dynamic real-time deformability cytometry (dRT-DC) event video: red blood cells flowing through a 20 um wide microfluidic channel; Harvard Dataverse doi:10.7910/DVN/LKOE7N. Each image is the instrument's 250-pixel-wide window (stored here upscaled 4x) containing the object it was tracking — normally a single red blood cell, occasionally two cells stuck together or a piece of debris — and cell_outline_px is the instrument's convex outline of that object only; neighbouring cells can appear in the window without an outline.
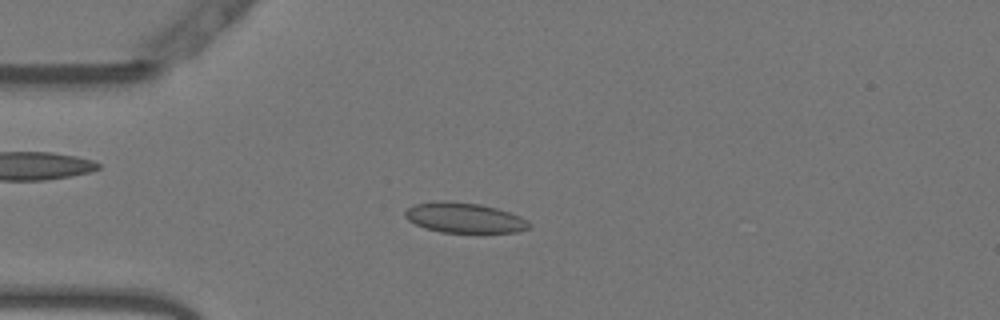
{"species": "Egyptian fruit bat (a non-hibernating species)", "species_latin": "Rousettus aegyptiacus", "temperature_condition": "warm", "stored_images_in_passage": 45, "camera_frame_rate_fps": 3000, "um_per_image_px": 0.085, "animal": {"sex": "female"}, "frame": {"image": 1, "passage_image": 13, "time_ms": 4.0, "image_size_px": [1000, 320], "cell_outline_px": [[532, 224], [528, 228], [516, 232], [440, 232], [424, 228], [408, 220], [404, 216], [404, 212], [408, 208], [416, 204], [440, 200], [480, 204], [496, 208], [520, 216], [528, 220]], "centroid_in_image_um": [39.46, 18.51], "position_along_channel_um": 45.5, "area_um2": 21.68}}
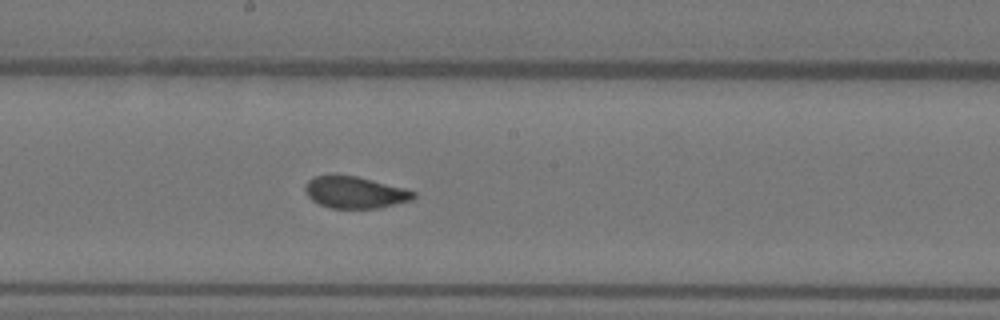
{"frame": {"image": 2, "passage_image": 28, "time_ms": 9.0, "image_size_px": [1000, 320], "cell_outline_px": [[416, 196], [412, 200], [376, 208], [328, 208], [312, 200], [308, 196], [304, 188], [308, 180], [316, 176], [336, 172], [356, 176], [404, 188], [416, 192]], "centroid_in_image_um": [30.13, 16.32], "position_along_channel_um": 218.1, "area_um2": 20.29}}
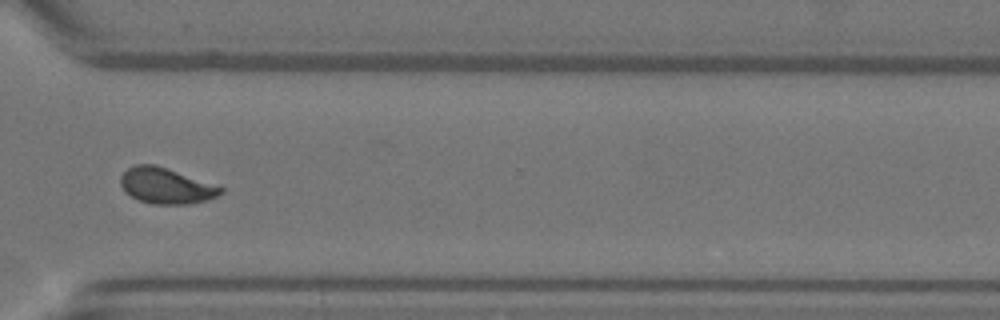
{"frame": {"image": 3, "passage_image": 39, "time_ms": 12.667, "image_size_px": [1000, 320], "cell_outline_px": [[224, 192], [208, 200], [188, 204], [152, 204], [140, 200], [124, 192], [120, 184], [120, 176], [128, 168], [136, 164], [156, 164], [220, 184], [224, 188]], "centroid_in_image_um": [14.18, 15.77], "position_along_channel_um": 356.4, "area_um2": 21.44}}